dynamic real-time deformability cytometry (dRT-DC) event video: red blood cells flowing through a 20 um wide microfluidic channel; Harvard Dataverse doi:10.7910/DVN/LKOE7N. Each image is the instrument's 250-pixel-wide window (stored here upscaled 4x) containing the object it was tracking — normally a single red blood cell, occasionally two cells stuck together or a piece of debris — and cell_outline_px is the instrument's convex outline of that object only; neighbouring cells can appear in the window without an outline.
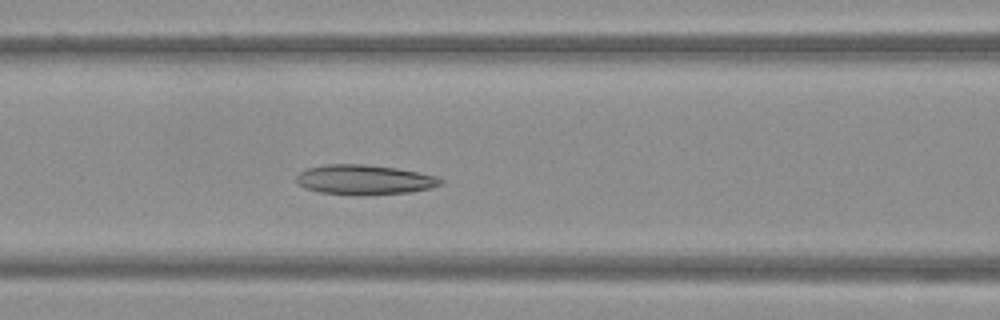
{"species": "Egyptian fruit bat (a non-hibernating species)", "species_latin": "Rousettus aegyptiacus", "temperature_condition": "warm", "stored_images_in_passage": 47, "camera_frame_rate_fps": 3000, "um_per_image_px": 0.085, "frame": {"image": 1, "passage_image": 17, "time_ms": 5.333, "image_size_px": [1000, 320], "cell_outline_px": [[444, 184], [428, 188], [408, 192], [320, 192], [304, 188], [296, 180], [296, 176], [304, 168], [324, 164], [364, 164], [396, 168], [436, 176], [444, 180]], "centroid_in_image_um": [30.94, 15.21], "position_along_channel_um": 135.7, "area_um2": 23.93}}
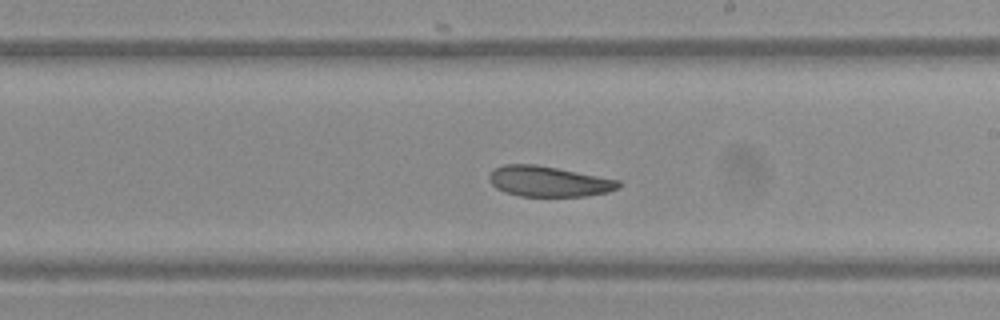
{"frame": {"image": 2, "passage_image": 25, "time_ms": 8.0, "image_size_px": [1000, 320], "cell_outline_px": [[620, 188], [608, 192], [584, 196], [520, 196], [504, 192], [496, 188], [488, 180], [488, 176], [492, 168], [504, 164], [536, 164], [620, 180]], "centroid_in_image_um": [46.6, 15.41], "position_along_channel_um": 242.4, "area_um2": 23.12}}
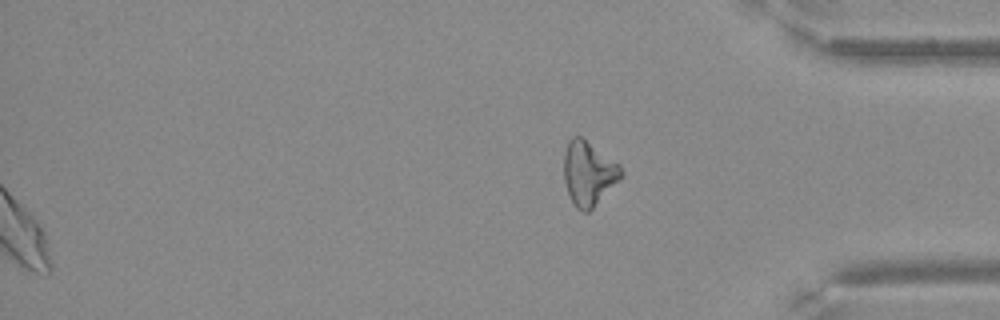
{"frame": {"image": 3, "passage_image": 47, "time_ms": 15.333, "image_size_px": [1000, 320], "cell_outline_px": [[624, 176], [588, 212], [580, 212], [576, 208], [568, 192], [564, 180], [564, 152], [568, 140], [572, 136], [580, 136], [620, 164], [624, 172]], "centroid_in_image_um": [50.04, 14.73], "position_along_channel_um": 385.2, "area_um2": 21.44}}